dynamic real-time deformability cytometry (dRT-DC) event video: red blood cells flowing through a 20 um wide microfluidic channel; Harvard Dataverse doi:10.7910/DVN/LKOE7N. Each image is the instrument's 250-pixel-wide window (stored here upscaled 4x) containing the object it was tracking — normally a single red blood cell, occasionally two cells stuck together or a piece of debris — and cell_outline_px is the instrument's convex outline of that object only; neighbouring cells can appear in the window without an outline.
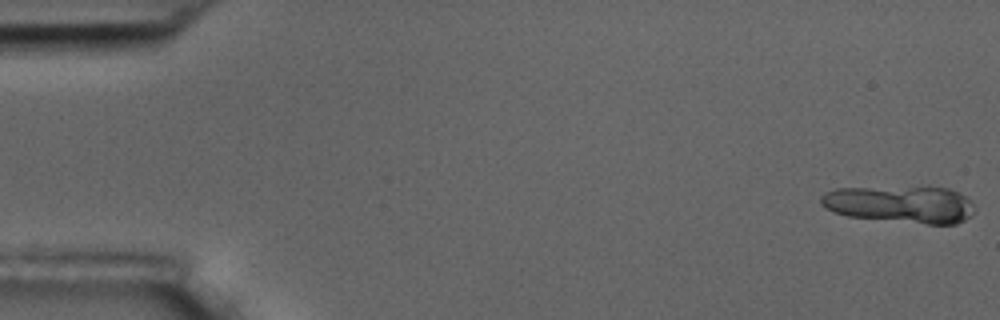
{"species": "common noctule bat (a hibernating species)", "species_latin": "Nyctalus noctula", "temperature_condition": "room temperature", "stored_images_in_passage": 11, "camera_frame_rate_fps": 3000, "um_per_image_px": 0.085, "animal": {"sex": "male", "body_mass_g": 17.5, "forearm_length_mm": 52.3}, "frame": {"image": 1, "passage_image": 1, "time_ms": 0.0, "image_size_px": [1000, 320], "cell_outline_px": [[972, 216], [956, 224], [928, 224], [848, 216], [832, 212], [824, 208], [820, 204], [820, 196], [824, 192], [836, 188], [928, 184], [948, 188], [960, 192], [972, 204]], "centroid_in_image_um": [76.51, 17.31], "position_along_channel_um": 8.5, "area_um2": 34.51}}